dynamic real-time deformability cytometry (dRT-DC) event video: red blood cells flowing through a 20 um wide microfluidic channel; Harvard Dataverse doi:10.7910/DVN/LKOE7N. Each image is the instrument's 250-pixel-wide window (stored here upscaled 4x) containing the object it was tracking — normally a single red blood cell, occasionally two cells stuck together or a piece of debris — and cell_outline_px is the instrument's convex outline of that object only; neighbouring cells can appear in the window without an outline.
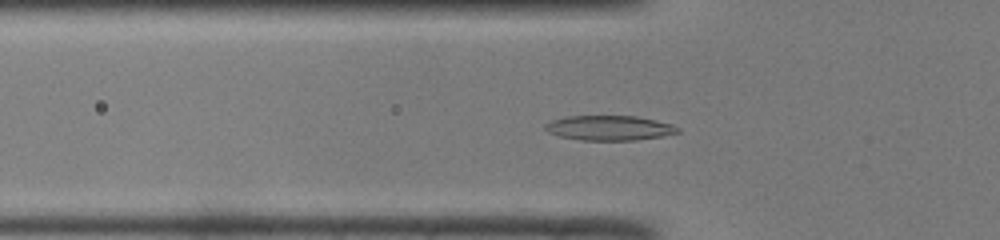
{"species": "common noctule bat (a hibernating species)", "species_latin": "Nyctalus noctula", "temperature_condition": "room temperature", "stored_images_in_passage": 49, "camera_frame_rate_fps": 3000, "um_per_image_px": 0.085, "animal": {"sex": "male", "body_mass_g": 19.0, "forearm_length_mm": 50.8}, "frame": {"image": 1, "passage_image": 16, "time_ms": 5.0, "image_size_px": [1000, 240], "cell_outline_px": [[680, 132], [664, 136], [636, 140], [580, 140], [560, 136], [548, 132], [544, 128], [544, 124], [552, 120], [568, 116], [636, 116], [656, 120], [672, 124], [680, 128]], "centroid_in_image_um": [51.82, 10.87], "position_along_channel_um": 74.0, "area_um2": 19.25}}
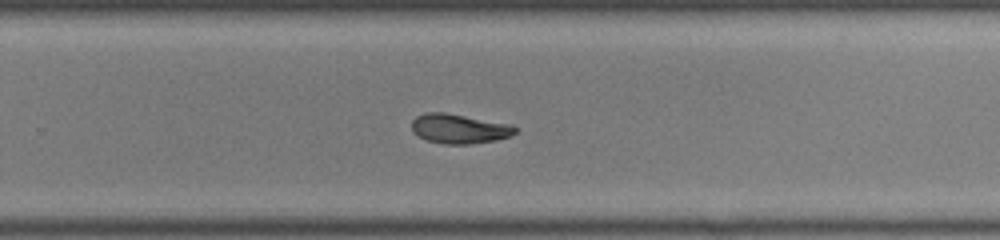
{"frame": {"image": 2, "passage_image": 32, "time_ms": 10.333, "image_size_px": [1000, 240], "cell_outline_px": [[516, 132], [512, 136], [496, 140], [472, 144], [444, 144], [424, 140], [416, 136], [412, 132], [412, 120], [416, 116], [424, 112], [444, 112], [512, 124], [516, 128]], "centroid_in_image_um": [39.01, 10.94], "position_along_channel_um": 290.8, "area_um2": 18.15}}
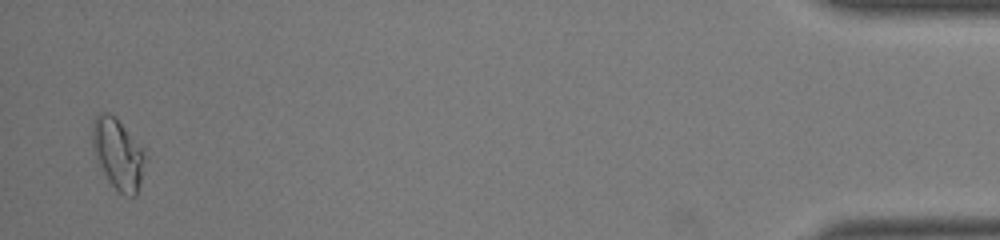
{"frame": {"image": 3, "passage_image": 48, "time_ms": 15.667, "image_size_px": [1000, 240], "cell_outline_px": [[148, 156], [136, 196], [124, 196], [108, 180], [96, 160], [92, 148], [92, 120], [100, 112], [108, 112], [144, 148]], "centroid_in_image_um": [10.04, 13.1], "position_along_channel_um": 425.2, "area_um2": 21.79}, "authors_computed_cell_mechanics": {"area_um2": 18.207, "velocity_mm_per_s": 4.0713, "shape_relaxation_time_tau1_ms": null, "shape_relaxation_time_tau2_ms": 8.0742, "deformation_change_tau1": null, "deformation_change_tau2": 0.1555}}